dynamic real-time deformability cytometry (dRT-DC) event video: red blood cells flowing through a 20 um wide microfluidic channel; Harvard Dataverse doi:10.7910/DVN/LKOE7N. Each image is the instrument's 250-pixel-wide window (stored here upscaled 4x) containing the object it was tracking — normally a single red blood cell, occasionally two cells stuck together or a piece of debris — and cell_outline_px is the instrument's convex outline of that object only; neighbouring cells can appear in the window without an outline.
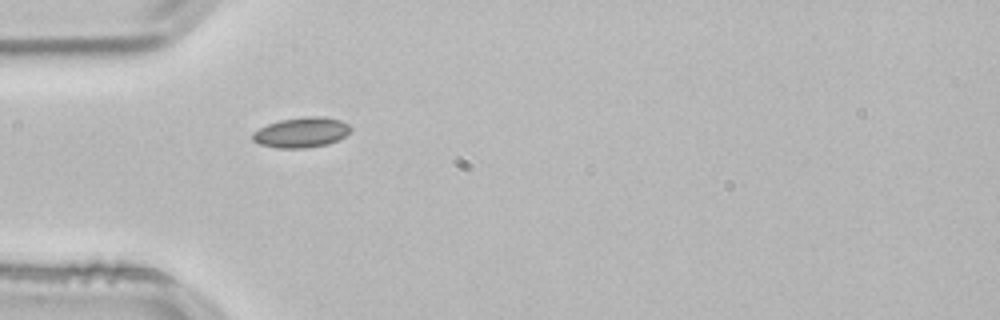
{"species": "common noctule bat (a hibernating species)", "species_latin": "Nyctalus noctula", "temperature_condition": "room temperature", "stored_images_in_passage": 32, "camera_frame_rate_fps": 3000, "um_per_image_px": 0.085, "animal": {"sex": "male", "body_mass_g": 21.5, "forearm_length_mm": 52.0}, "frame": {"image": 1, "passage_image": 1, "time_ms": 0.0, "image_size_px": [1000, 320], "cell_outline_px": [[352, 128], [344, 136], [328, 144], [308, 148], [276, 148], [260, 144], [252, 140], [252, 132], [268, 124], [280, 120], [308, 116], [324, 116], [340, 120], [348, 124]], "centroid_in_image_um": [25.6, 11.25], "position_along_channel_um": 59.4, "area_um2": 17.22}}
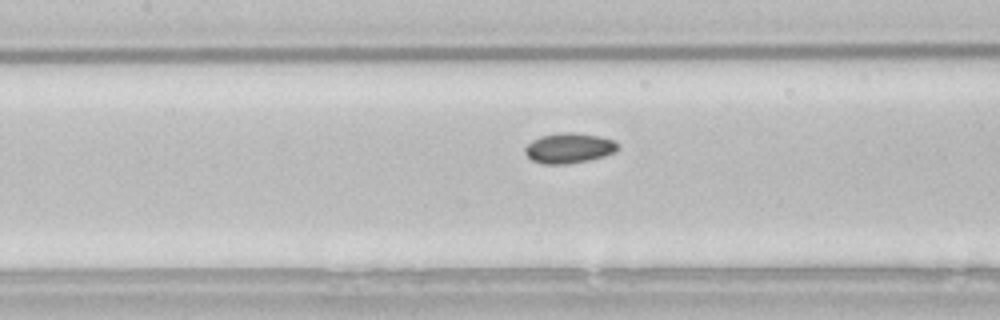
{"frame": {"image": 2, "passage_image": 9, "time_ms": 2.667, "image_size_px": [1000, 320], "cell_outline_px": [[620, 148], [616, 152], [604, 156], [588, 160], [568, 164], [540, 164], [532, 160], [524, 152], [524, 148], [532, 140], [540, 136], [560, 132], [572, 132], [600, 136], [612, 140]], "centroid_in_image_um": [48.35, 12.59], "position_along_channel_um": 159.1, "area_um2": 16.42}}
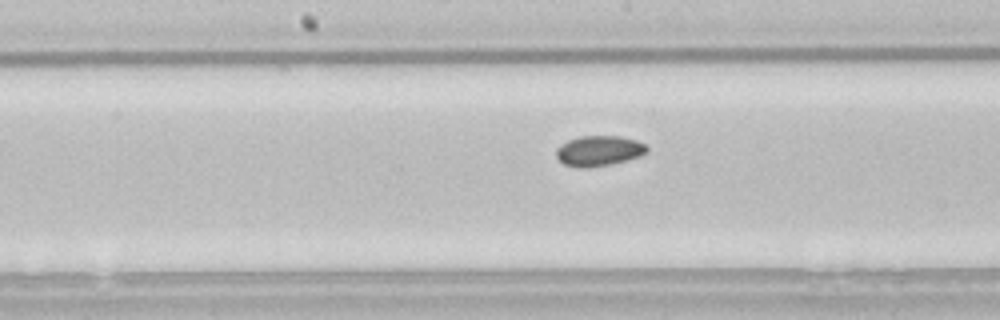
{"frame": {"image": 3, "passage_image": 12, "time_ms": 3.667, "image_size_px": [1000, 320], "cell_outline_px": [[648, 152], [640, 156], [608, 164], [588, 168], [576, 168], [564, 164], [556, 156], [556, 148], [560, 144], [568, 140], [580, 136], [620, 136], [636, 140], [644, 144], [648, 148]], "centroid_in_image_um": [50.88, 12.81], "position_along_channel_um": 197.3, "area_um2": 16.01}, "authors_computed_cell_mechanics": {"area_um2": 15.9817, "velocity_mm_per_s": 3.827, "shape_relaxation_time_tau1_ms": 4.4861, "shape_relaxation_time_tau2_ms": null, "deformation_change_tau1": 0.0657, "deformation_change_tau2": null}}